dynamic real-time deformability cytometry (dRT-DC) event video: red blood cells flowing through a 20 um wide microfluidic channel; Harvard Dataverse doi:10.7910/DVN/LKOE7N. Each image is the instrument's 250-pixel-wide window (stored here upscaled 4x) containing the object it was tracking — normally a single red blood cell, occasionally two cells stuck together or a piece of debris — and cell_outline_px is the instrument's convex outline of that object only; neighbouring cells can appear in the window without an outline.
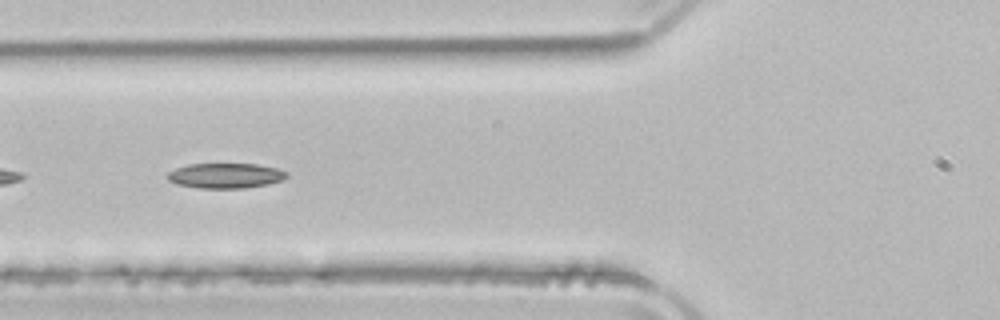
{"species": "common noctule bat (a hibernating species)", "species_latin": "Nyctalus noctula", "temperature_condition": "room temperature", "stored_images_in_passage": 52, "segment_of_instrument_passage": [2, 2], "camera_frame_rate_fps": 3000, "um_per_image_px": 0.085, "animal": {"sex": "male", "body_mass_g": 21.5, "forearm_length_mm": 52.0}, "frame": {"image": 1, "passage_image": 20, "time_ms": 6.333, "image_size_px": [1000, 320], "cell_outline_px": [[288, 176], [280, 180], [268, 184], [244, 188], [200, 188], [176, 184], [168, 180], [168, 172], [176, 168], [188, 164], [256, 164], [276, 168], [288, 172]], "centroid_in_image_um": [19.16, 14.93], "position_along_channel_um": 106.6, "area_um2": 17.34}}
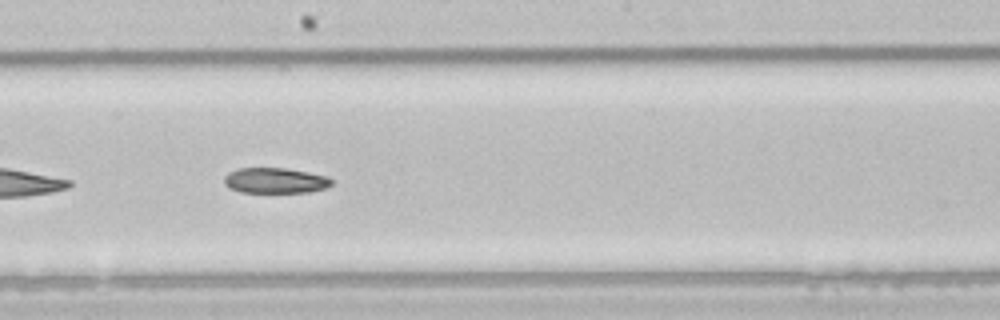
{"frame": {"image": 2, "passage_image": 29, "time_ms": 9.333, "image_size_px": [1000, 320], "cell_outline_px": [[332, 184], [324, 188], [308, 192], [240, 192], [228, 188], [224, 184], [224, 176], [228, 172], [236, 168], [288, 168], [328, 176], [332, 180]], "centroid_in_image_um": [23.35, 15.34], "position_along_channel_um": 224.8, "area_um2": 16.07}}
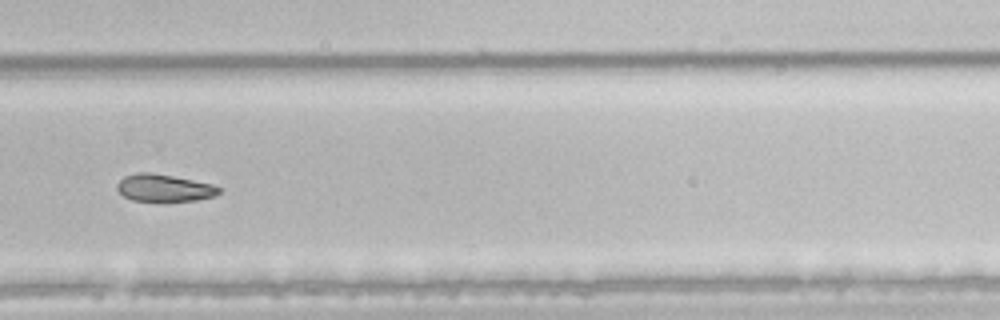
{"frame": {"image": 3, "passage_image": 36, "time_ms": 11.667, "image_size_px": [1000, 320], "cell_outline_px": [[220, 192], [216, 196], [196, 200], [132, 200], [124, 196], [116, 188], [116, 184], [124, 176], [136, 172], [152, 172], [212, 184], [220, 188]], "centroid_in_image_um": [13.93, 15.95], "position_along_channel_um": 315.9, "area_um2": 15.95}}